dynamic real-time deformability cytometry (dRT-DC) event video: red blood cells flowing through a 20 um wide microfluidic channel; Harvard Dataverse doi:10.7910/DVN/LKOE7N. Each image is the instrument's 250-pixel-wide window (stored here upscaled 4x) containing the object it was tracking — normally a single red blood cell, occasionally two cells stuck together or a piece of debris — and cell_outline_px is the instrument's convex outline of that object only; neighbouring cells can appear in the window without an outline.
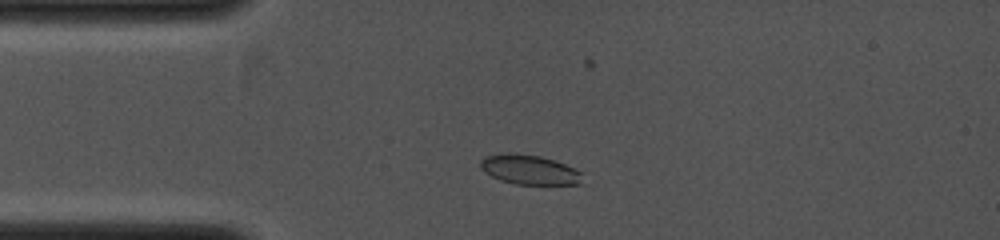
{"species": "common noctule bat (a hibernating species)", "species_latin": "Nyctalus noctula", "temperature_condition": "cold", "stored_images_in_passage": 43, "camera_frame_rate_fps": 4000, "um_per_image_px": 0.085, "animal": {"sex": "female", "body_mass_g": 19.0, "forearm_length_mm": 53.3}, "frame": {"image": 1, "passage_image": 5, "time_ms": 1.25, "image_size_px": [1000, 240], "cell_outline_px": [[584, 172], [580, 184], [516, 184], [500, 180], [484, 172], [480, 168], [480, 160], [484, 156], [508, 152], [516, 152], [540, 156], [564, 164]], "centroid_in_image_um": [44.98, 14.41], "position_along_channel_um": 40.0, "area_um2": 17.74}}
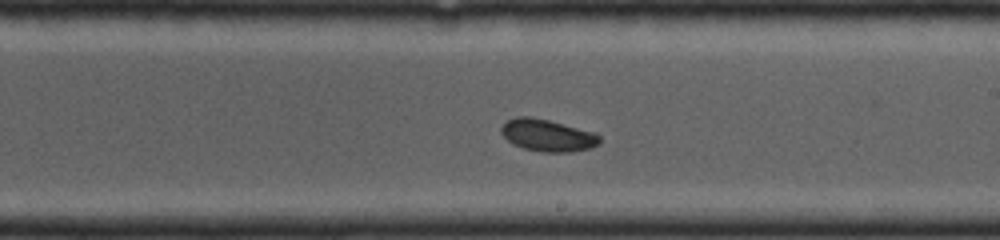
{"frame": {"image": 2, "passage_image": 22, "time_ms": 5.5, "image_size_px": [1000, 240], "cell_outline_px": [[600, 144], [588, 148], [568, 152], [544, 152], [524, 148], [512, 144], [500, 132], [500, 128], [508, 120], [516, 116], [528, 116], [548, 120], [596, 132], [600, 136]], "centroid_in_image_um": [46.54, 11.5], "position_along_channel_um": 242.5, "area_um2": 18.32}}
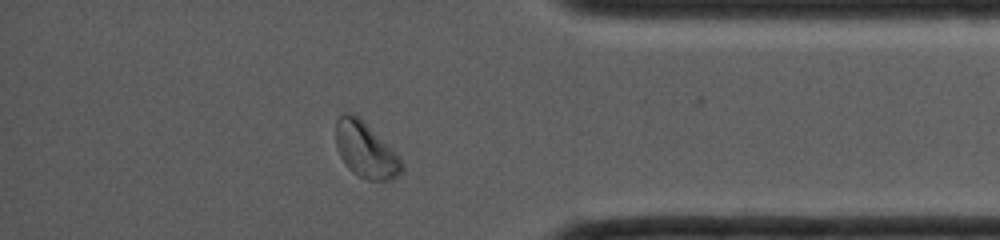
{"frame": {"image": 3, "passage_image": 37, "time_ms": 8.75, "image_size_px": [1000, 240], "cell_outline_px": [[404, 168], [392, 180], [368, 180], [352, 172], [344, 164], [336, 148], [336, 120], [344, 112], [348, 112], [360, 116], [400, 156], [404, 164]], "centroid_in_image_um": [31.08, 12.73], "position_along_channel_um": 404.1, "area_um2": 21.62}}